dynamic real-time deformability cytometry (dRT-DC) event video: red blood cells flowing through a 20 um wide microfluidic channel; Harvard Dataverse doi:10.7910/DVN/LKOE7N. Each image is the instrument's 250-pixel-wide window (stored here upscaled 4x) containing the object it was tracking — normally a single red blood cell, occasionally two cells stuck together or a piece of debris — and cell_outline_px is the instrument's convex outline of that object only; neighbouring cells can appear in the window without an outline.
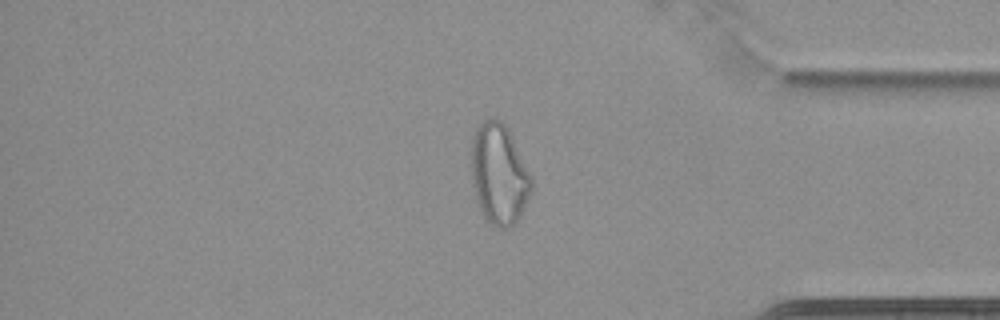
{"species": "common noctule bat (a hibernating species)", "species_latin": "Nyctalus noctula", "temperature_condition": "cold", "stored_images_in_passage": 63, "camera_frame_rate_fps": 3000, "um_per_image_px": 0.085, "animal": {"sex": "female", "body_mass_g": 22.7, "forearm_length_mm": 54.2}, "frame": {"image": 1, "passage_image": 54, "time_ms": 17.667, "image_size_px": [1000, 320], "cell_outline_px": [[532, 188], [520, 216], [508, 228], [504, 228], [492, 224], [480, 212], [476, 200], [472, 184], [472, 136], [476, 128], [484, 120], [492, 116], [500, 120], [508, 128], [532, 176]], "centroid_in_image_um": [42.41, 14.77], "position_along_channel_um": 392.8, "area_um2": 35.2}}